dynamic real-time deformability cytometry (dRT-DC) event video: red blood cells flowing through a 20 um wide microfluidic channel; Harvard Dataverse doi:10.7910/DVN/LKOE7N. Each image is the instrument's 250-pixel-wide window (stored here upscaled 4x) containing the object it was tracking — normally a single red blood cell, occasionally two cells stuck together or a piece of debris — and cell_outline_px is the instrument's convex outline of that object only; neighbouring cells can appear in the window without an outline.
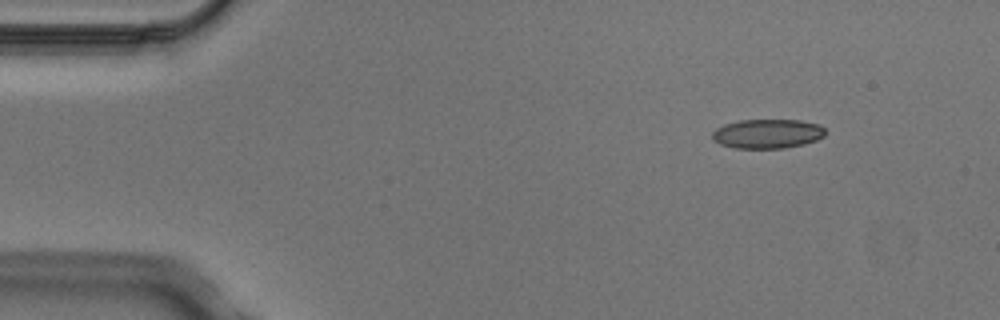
{"species": "Egyptian fruit bat (a non-hibernating species)", "species_latin": "Rousettus aegyptiacus", "temperature_condition": "cold", "stored_images_in_passage": 6, "camera_frame_rate_fps": 3000, "um_per_image_px": 0.085, "animal": {"sex": "male"}, "frame": {"image": 1, "passage_image": 1, "time_ms": 0.0, "image_size_px": [1000, 320], "cell_outline_px": [[824, 136], [816, 140], [804, 144], [784, 148], [736, 148], [720, 144], [712, 140], [712, 132], [716, 128], [724, 124], [740, 120], [800, 120], [820, 124], [824, 128]], "centroid_in_image_um": [65.22, 11.36], "position_along_channel_um": 19.8, "area_um2": 19.36}}
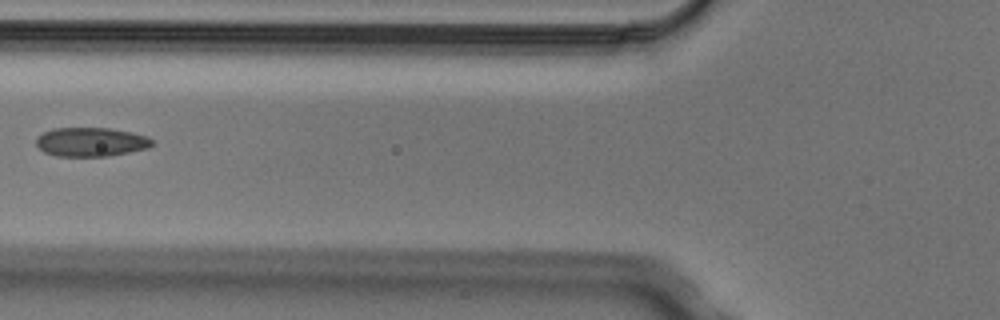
{"frame": {"image": 2, "passage_image": 5, "time_ms": 1.333, "image_size_px": [1000, 320], "cell_outline_px": [[152, 144], [148, 148], [108, 156], [56, 156], [44, 152], [36, 144], [36, 136], [52, 128], [108, 128], [132, 132], [148, 136], [152, 140]], "centroid_in_image_um": [7.71, 12.06], "position_along_channel_um": 118.1, "area_um2": 19.59}}
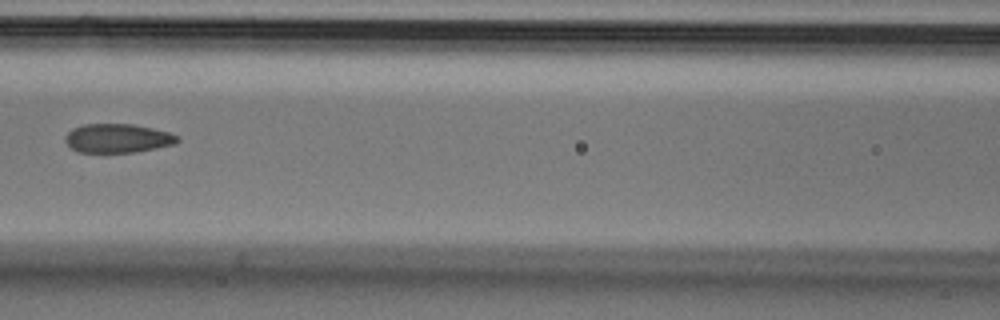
{"frame": {"image": 3, "passage_image": 6, "time_ms": 1.667, "image_size_px": [1000, 320], "cell_outline_px": [[180, 140], [176, 144], [136, 152], [76, 152], [64, 140], [64, 136], [72, 128], [84, 124], [132, 124], [152, 128], [168, 132], [180, 136]], "centroid_in_image_um": [10.01, 11.75], "position_along_channel_um": 156.6, "area_um2": 19.02}}